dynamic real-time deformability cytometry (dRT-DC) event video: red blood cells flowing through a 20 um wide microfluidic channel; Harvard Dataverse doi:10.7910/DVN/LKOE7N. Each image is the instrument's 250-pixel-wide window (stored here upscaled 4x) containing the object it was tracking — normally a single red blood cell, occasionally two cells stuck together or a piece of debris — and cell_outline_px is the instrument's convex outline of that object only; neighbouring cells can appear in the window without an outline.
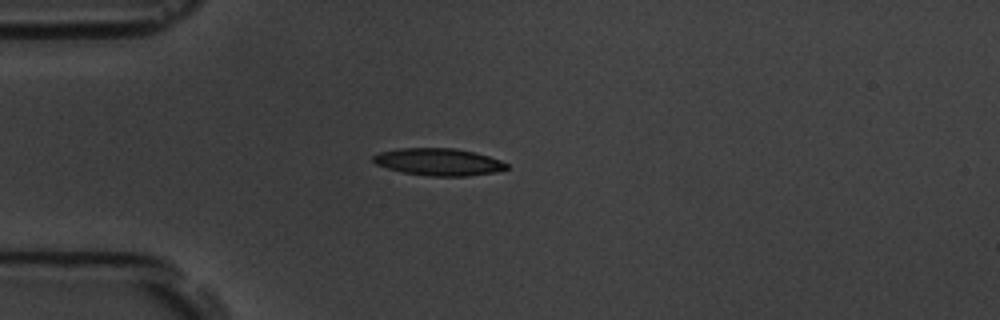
{"species": "common noctule bat (a hibernating species)", "species_latin": "Nyctalus noctula", "temperature_condition": "room temperature", "stored_images_in_passage": 6, "camera_frame_rate_fps": 3000, "um_per_image_px": 0.085, "animal": {"sex": "male", "body_mass_g": 19.5, "forearm_length_mm": 54.6}, "frame": {"image": 1, "passage_image": 4, "time_ms": 3.333, "image_size_px": [1000, 320], "cell_outline_px": [[508, 168], [496, 172], [468, 176], [432, 176], [404, 172], [388, 168], [376, 164], [372, 160], [372, 156], [380, 152], [400, 148], [456, 148], [476, 152], [500, 160], [508, 164]], "centroid_in_image_um": [37.3, 13.75], "position_along_channel_um": 47.7, "area_um2": 21.1}}
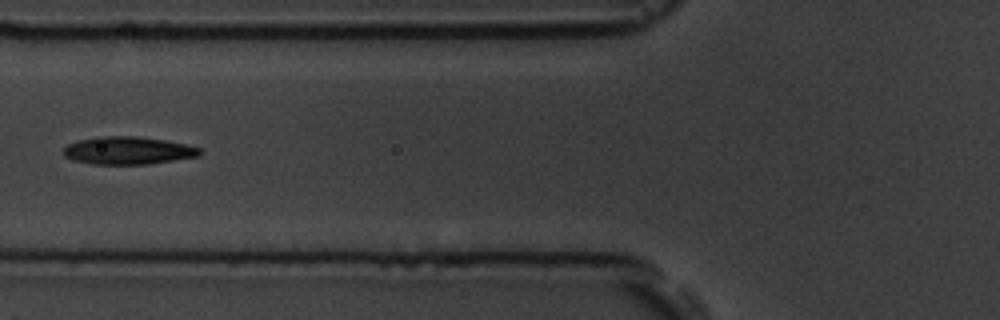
{"frame": {"image": 2, "passage_image": 6, "time_ms": 5.667, "image_size_px": [1000, 320], "cell_outline_px": [[200, 156], [148, 164], [92, 164], [72, 160], [64, 156], [64, 148], [68, 144], [80, 140], [96, 136], [140, 136], [164, 140], [184, 144], [200, 148]], "centroid_in_image_um": [10.86, 12.79], "position_along_channel_um": 114.9, "area_um2": 21.96}}